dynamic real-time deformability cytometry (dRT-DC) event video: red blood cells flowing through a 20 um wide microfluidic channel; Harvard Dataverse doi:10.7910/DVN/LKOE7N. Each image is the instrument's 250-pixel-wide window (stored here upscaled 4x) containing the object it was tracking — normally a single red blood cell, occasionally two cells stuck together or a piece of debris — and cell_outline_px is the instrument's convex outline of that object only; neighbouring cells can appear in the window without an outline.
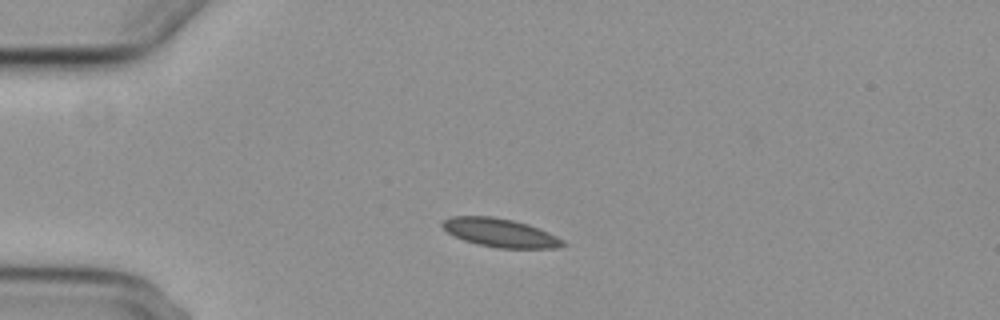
{"species": "common noctule bat (a hibernating species)", "species_latin": "Nyctalus noctula", "temperature_condition": "cold", "stored_images_in_passage": 2, "camera_frame_rate_fps": 3000, "um_per_image_px": 0.085, "animal": {"sex": "female", "body_mass_g": 29.2, "forearm_length_mm": 56.3}, "frame": {"image": 1, "passage_image": 2, "time_ms": 1.333, "image_size_px": [1000, 320], "cell_outline_px": [[568, 244], [556, 248], [496, 248], [476, 244], [464, 240], [448, 232], [440, 224], [444, 220], [452, 216], [492, 216], [512, 220], [528, 224], [540, 228], [564, 240]], "centroid_in_image_um": [42.54, 19.79], "position_along_channel_um": 42.5, "area_um2": 20.06}}